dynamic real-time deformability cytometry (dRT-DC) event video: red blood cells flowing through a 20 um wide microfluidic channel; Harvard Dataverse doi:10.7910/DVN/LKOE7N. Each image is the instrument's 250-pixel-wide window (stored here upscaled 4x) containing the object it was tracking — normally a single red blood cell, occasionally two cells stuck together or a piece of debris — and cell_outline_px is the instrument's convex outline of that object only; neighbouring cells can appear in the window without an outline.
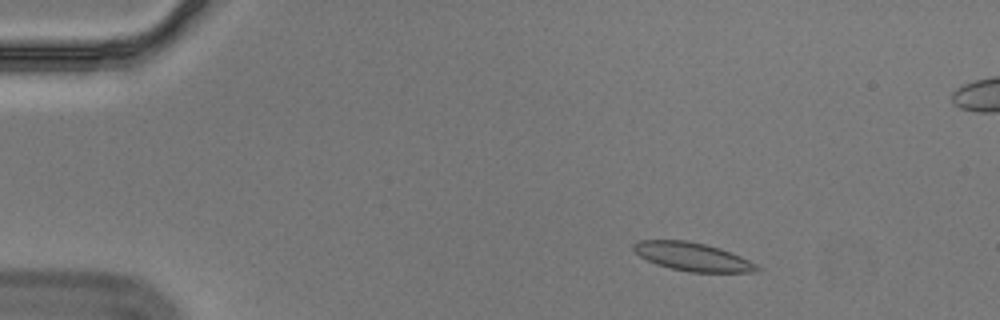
{"species": "Egyptian fruit bat (a non-hibernating species)", "species_latin": "Rousettus aegyptiacus", "temperature_condition": "cold", "stored_images_in_passage": 55, "segment_of_instrument_passage": [1, 2], "camera_frame_rate_fps": 3000, "um_per_image_px": 0.085, "animal": {"sex": "male"}, "frame": {"image": 1, "passage_image": 6, "time_ms": 1.667, "image_size_px": [1000, 320], "cell_outline_px": [[764, 268], [756, 272], [688, 272], [656, 264], [640, 256], [632, 248], [632, 244], [640, 240], [688, 240], [720, 248], [740, 256]], "centroid_in_image_um": [58.89, 21.82], "position_along_channel_um": 26.1, "area_um2": 20.35}}
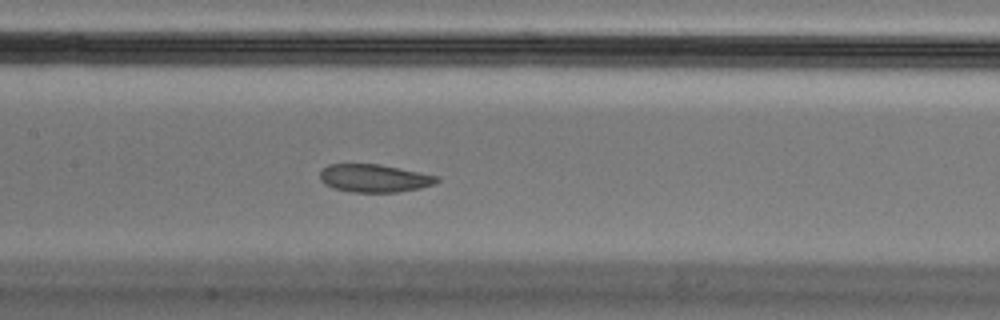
{"frame": {"image": 2, "passage_image": 25, "time_ms": 8.0, "image_size_px": [1000, 320], "cell_outline_px": [[440, 180], [436, 184], [420, 188], [396, 192], [352, 192], [336, 188], [324, 184], [320, 180], [320, 168], [328, 164], [380, 164], [440, 176]], "centroid_in_image_um": [31.83, 15.14], "position_along_channel_um": 175.6, "area_um2": 19.19}}
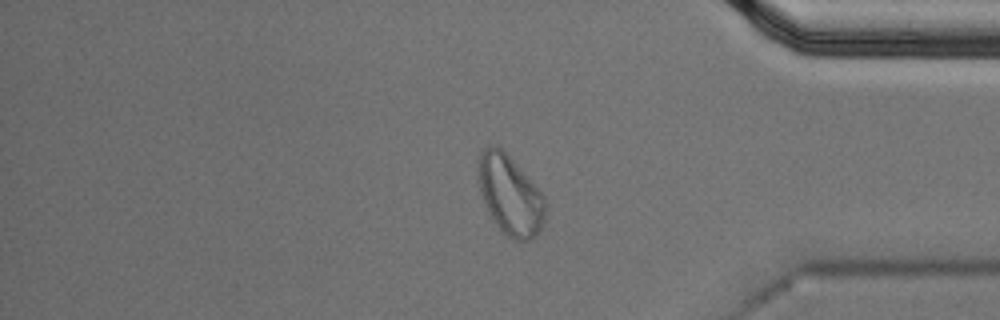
{"frame": {"image": 3, "passage_image": 45, "time_ms": 14.667, "image_size_px": [1000, 320], "cell_outline_px": [[548, 204], [544, 220], [536, 236], [528, 240], [516, 240], [508, 236], [496, 224], [488, 212], [480, 192], [476, 164], [476, 160], [480, 152], [488, 144], [496, 144], [512, 160], [544, 196]], "centroid_in_image_um": [43.33, 16.55], "position_along_channel_um": 391.9, "area_um2": 31.1}}